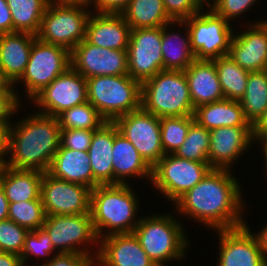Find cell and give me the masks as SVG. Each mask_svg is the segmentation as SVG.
<instances>
[{
	"instance_id": "cell-37",
	"label": "cell",
	"mask_w": 267,
	"mask_h": 266,
	"mask_svg": "<svg viewBox=\"0 0 267 266\" xmlns=\"http://www.w3.org/2000/svg\"><path fill=\"white\" fill-rule=\"evenodd\" d=\"M8 219L26 228L28 231L41 228L46 219L41 196L35 200L9 203Z\"/></svg>"
},
{
	"instance_id": "cell-54",
	"label": "cell",
	"mask_w": 267,
	"mask_h": 266,
	"mask_svg": "<svg viewBox=\"0 0 267 266\" xmlns=\"http://www.w3.org/2000/svg\"><path fill=\"white\" fill-rule=\"evenodd\" d=\"M90 0H63V2H84L88 3Z\"/></svg>"
},
{
	"instance_id": "cell-34",
	"label": "cell",
	"mask_w": 267,
	"mask_h": 266,
	"mask_svg": "<svg viewBox=\"0 0 267 266\" xmlns=\"http://www.w3.org/2000/svg\"><path fill=\"white\" fill-rule=\"evenodd\" d=\"M57 119L61 129L97 130L106 122L88 101L61 112Z\"/></svg>"
},
{
	"instance_id": "cell-44",
	"label": "cell",
	"mask_w": 267,
	"mask_h": 266,
	"mask_svg": "<svg viewBox=\"0 0 267 266\" xmlns=\"http://www.w3.org/2000/svg\"><path fill=\"white\" fill-rule=\"evenodd\" d=\"M18 93L14 92H0V123H10L9 117L17 111L19 107Z\"/></svg>"
},
{
	"instance_id": "cell-5",
	"label": "cell",
	"mask_w": 267,
	"mask_h": 266,
	"mask_svg": "<svg viewBox=\"0 0 267 266\" xmlns=\"http://www.w3.org/2000/svg\"><path fill=\"white\" fill-rule=\"evenodd\" d=\"M88 102L107 122L141 107V83L128 74L86 79Z\"/></svg>"
},
{
	"instance_id": "cell-56",
	"label": "cell",
	"mask_w": 267,
	"mask_h": 266,
	"mask_svg": "<svg viewBox=\"0 0 267 266\" xmlns=\"http://www.w3.org/2000/svg\"><path fill=\"white\" fill-rule=\"evenodd\" d=\"M265 72H266V74H267V64H266V67H265V70H264Z\"/></svg>"
},
{
	"instance_id": "cell-12",
	"label": "cell",
	"mask_w": 267,
	"mask_h": 266,
	"mask_svg": "<svg viewBox=\"0 0 267 266\" xmlns=\"http://www.w3.org/2000/svg\"><path fill=\"white\" fill-rule=\"evenodd\" d=\"M114 123L151 168L165 155L159 117L140 107L117 118Z\"/></svg>"
},
{
	"instance_id": "cell-15",
	"label": "cell",
	"mask_w": 267,
	"mask_h": 266,
	"mask_svg": "<svg viewBox=\"0 0 267 266\" xmlns=\"http://www.w3.org/2000/svg\"><path fill=\"white\" fill-rule=\"evenodd\" d=\"M40 196L46 215H76L90 212L89 187L57 179L47 172L41 180Z\"/></svg>"
},
{
	"instance_id": "cell-18",
	"label": "cell",
	"mask_w": 267,
	"mask_h": 266,
	"mask_svg": "<svg viewBox=\"0 0 267 266\" xmlns=\"http://www.w3.org/2000/svg\"><path fill=\"white\" fill-rule=\"evenodd\" d=\"M210 132L209 165L215 169H228L241 157L254 141L252 127H219ZM247 148V149H246ZM244 151V152H243Z\"/></svg>"
},
{
	"instance_id": "cell-11",
	"label": "cell",
	"mask_w": 267,
	"mask_h": 266,
	"mask_svg": "<svg viewBox=\"0 0 267 266\" xmlns=\"http://www.w3.org/2000/svg\"><path fill=\"white\" fill-rule=\"evenodd\" d=\"M42 227L49 234L53 247L58 249V253L84 254L93 261L96 260L97 257L91 255L86 248L88 242L97 245L99 240L90 212L76 215H46ZM84 243H86V250L79 249V245L82 246Z\"/></svg>"
},
{
	"instance_id": "cell-35",
	"label": "cell",
	"mask_w": 267,
	"mask_h": 266,
	"mask_svg": "<svg viewBox=\"0 0 267 266\" xmlns=\"http://www.w3.org/2000/svg\"><path fill=\"white\" fill-rule=\"evenodd\" d=\"M209 145V130L194 121L189 127L185 141L175 151L174 155L191 161L209 162Z\"/></svg>"
},
{
	"instance_id": "cell-10",
	"label": "cell",
	"mask_w": 267,
	"mask_h": 266,
	"mask_svg": "<svg viewBox=\"0 0 267 266\" xmlns=\"http://www.w3.org/2000/svg\"><path fill=\"white\" fill-rule=\"evenodd\" d=\"M69 67H71L70 51L36 38L32 44L25 72L16 83L21 81L25 85L27 97L31 100Z\"/></svg>"
},
{
	"instance_id": "cell-31",
	"label": "cell",
	"mask_w": 267,
	"mask_h": 266,
	"mask_svg": "<svg viewBox=\"0 0 267 266\" xmlns=\"http://www.w3.org/2000/svg\"><path fill=\"white\" fill-rule=\"evenodd\" d=\"M51 0H7L13 20V32L37 35L46 7Z\"/></svg>"
},
{
	"instance_id": "cell-29",
	"label": "cell",
	"mask_w": 267,
	"mask_h": 266,
	"mask_svg": "<svg viewBox=\"0 0 267 266\" xmlns=\"http://www.w3.org/2000/svg\"><path fill=\"white\" fill-rule=\"evenodd\" d=\"M170 24L175 25V21L162 26L161 50L163 70L185 71L196 59L195 54L191 49L189 30L186 28L187 37L184 36V40L178 33L168 32V26H170Z\"/></svg>"
},
{
	"instance_id": "cell-48",
	"label": "cell",
	"mask_w": 267,
	"mask_h": 266,
	"mask_svg": "<svg viewBox=\"0 0 267 266\" xmlns=\"http://www.w3.org/2000/svg\"><path fill=\"white\" fill-rule=\"evenodd\" d=\"M253 128V138L254 140L261 141L267 138V109L263 115L256 121L252 126Z\"/></svg>"
},
{
	"instance_id": "cell-2",
	"label": "cell",
	"mask_w": 267,
	"mask_h": 266,
	"mask_svg": "<svg viewBox=\"0 0 267 266\" xmlns=\"http://www.w3.org/2000/svg\"><path fill=\"white\" fill-rule=\"evenodd\" d=\"M14 124L9 128L8 154L11 155H6L10 159L5 165L47 172L60 146L61 128L57 117L39 112Z\"/></svg>"
},
{
	"instance_id": "cell-52",
	"label": "cell",
	"mask_w": 267,
	"mask_h": 266,
	"mask_svg": "<svg viewBox=\"0 0 267 266\" xmlns=\"http://www.w3.org/2000/svg\"><path fill=\"white\" fill-rule=\"evenodd\" d=\"M0 92H14L12 86L8 85V83L2 78L0 73Z\"/></svg>"
},
{
	"instance_id": "cell-43",
	"label": "cell",
	"mask_w": 267,
	"mask_h": 266,
	"mask_svg": "<svg viewBox=\"0 0 267 266\" xmlns=\"http://www.w3.org/2000/svg\"><path fill=\"white\" fill-rule=\"evenodd\" d=\"M94 261L87 255L78 253H57L49 262L41 266H95Z\"/></svg>"
},
{
	"instance_id": "cell-23",
	"label": "cell",
	"mask_w": 267,
	"mask_h": 266,
	"mask_svg": "<svg viewBox=\"0 0 267 266\" xmlns=\"http://www.w3.org/2000/svg\"><path fill=\"white\" fill-rule=\"evenodd\" d=\"M184 73L194 109L225 99L213 60L195 59Z\"/></svg>"
},
{
	"instance_id": "cell-14",
	"label": "cell",
	"mask_w": 267,
	"mask_h": 266,
	"mask_svg": "<svg viewBox=\"0 0 267 266\" xmlns=\"http://www.w3.org/2000/svg\"><path fill=\"white\" fill-rule=\"evenodd\" d=\"M31 101L40 107L38 112L57 117L61 112L88 101L86 78L69 67Z\"/></svg>"
},
{
	"instance_id": "cell-16",
	"label": "cell",
	"mask_w": 267,
	"mask_h": 266,
	"mask_svg": "<svg viewBox=\"0 0 267 266\" xmlns=\"http://www.w3.org/2000/svg\"><path fill=\"white\" fill-rule=\"evenodd\" d=\"M71 67L84 78L128 74L127 50H114L81 41L70 52Z\"/></svg>"
},
{
	"instance_id": "cell-33",
	"label": "cell",
	"mask_w": 267,
	"mask_h": 266,
	"mask_svg": "<svg viewBox=\"0 0 267 266\" xmlns=\"http://www.w3.org/2000/svg\"><path fill=\"white\" fill-rule=\"evenodd\" d=\"M213 61L225 99L239 101L245 93L249 72L229 55Z\"/></svg>"
},
{
	"instance_id": "cell-55",
	"label": "cell",
	"mask_w": 267,
	"mask_h": 266,
	"mask_svg": "<svg viewBox=\"0 0 267 266\" xmlns=\"http://www.w3.org/2000/svg\"><path fill=\"white\" fill-rule=\"evenodd\" d=\"M4 166L5 165L0 161V176H1V173H2V170H3Z\"/></svg>"
},
{
	"instance_id": "cell-32",
	"label": "cell",
	"mask_w": 267,
	"mask_h": 266,
	"mask_svg": "<svg viewBox=\"0 0 267 266\" xmlns=\"http://www.w3.org/2000/svg\"><path fill=\"white\" fill-rule=\"evenodd\" d=\"M239 102L253 126L267 109V74L264 70L249 72L246 90Z\"/></svg>"
},
{
	"instance_id": "cell-24",
	"label": "cell",
	"mask_w": 267,
	"mask_h": 266,
	"mask_svg": "<svg viewBox=\"0 0 267 266\" xmlns=\"http://www.w3.org/2000/svg\"><path fill=\"white\" fill-rule=\"evenodd\" d=\"M114 145V122H105L97 130L87 150L93 171V189L97 185H114L112 150Z\"/></svg>"
},
{
	"instance_id": "cell-28",
	"label": "cell",
	"mask_w": 267,
	"mask_h": 266,
	"mask_svg": "<svg viewBox=\"0 0 267 266\" xmlns=\"http://www.w3.org/2000/svg\"><path fill=\"white\" fill-rule=\"evenodd\" d=\"M43 172L4 166L0 184L9 203L35 200L40 197Z\"/></svg>"
},
{
	"instance_id": "cell-7",
	"label": "cell",
	"mask_w": 267,
	"mask_h": 266,
	"mask_svg": "<svg viewBox=\"0 0 267 266\" xmlns=\"http://www.w3.org/2000/svg\"><path fill=\"white\" fill-rule=\"evenodd\" d=\"M87 7L88 4L84 2L51 0L46 7L36 37L45 43L61 46L71 52L86 37L87 22L91 15Z\"/></svg>"
},
{
	"instance_id": "cell-39",
	"label": "cell",
	"mask_w": 267,
	"mask_h": 266,
	"mask_svg": "<svg viewBox=\"0 0 267 266\" xmlns=\"http://www.w3.org/2000/svg\"><path fill=\"white\" fill-rule=\"evenodd\" d=\"M54 250L51 238L43 227L29 231L25 236L24 247L20 254L23 266H26L28 257L50 256Z\"/></svg>"
},
{
	"instance_id": "cell-46",
	"label": "cell",
	"mask_w": 267,
	"mask_h": 266,
	"mask_svg": "<svg viewBox=\"0 0 267 266\" xmlns=\"http://www.w3.org/2000/svg\"><path fill=\"white\" fill-rule=\"evenodd\" d=\"M13 33V20L7 0H0V34Z\"/></svg>"
},
{
	"instance_id": "cell-25",
	"label": "cell",
	"mask_w": 267,
	"mask_h": 266,
	"mask_svg": "<svg viewBox=\"0 0 267 266\" xmlns=\"http://www.w3.org/2000/svg\"><path fill=\"white\" fill-rule=\"evenodd\" d=\"M47 173L57 179L93 189V171L87 151L71 150L60 145Z\"/></svg>"
},
{
	"instance_id": "cell-4",
	"label": "cell",
	"mask_w": 267,
	"mask_h": 266,
	"mask_svg": "<svg viewBox=\"0 0 267 266\" xmlns=\"http://www.w3.org/2000/svg\"><path fill=\"white\" fill-rule=\"evenodd\" d=\"M141 107L159 118L193 115L195 109L184 71L162 70L142 82Z\"/></svg>"
},
{
	"instance_id": "cell-50",
	"label": "cell",
	"mask_w": 267,
	"mask_h": 266,
	"mask_svg": "<svg viewBox=\"0 0 267 266\" xmlns=\"http://www.w3.org/2000/svg\"><path fill=\"white\" fill-rule=\"evenodd\" d=\"M257 242L259 249L261 251V254L263 255V258L267 264V226L264 227L259 233L254 234Z\"/></svg>"
},
{
	"instance_id": "cell-20",
	"label": "cell",
	"mask_w": 267,
	"mask_h": 266,
	"mask_svg": "<svg viewBox=\"0 0 267 266\" xmlns=\"http://www.w3.org/2000/svg\"><path fill=\"white\" fill-rule=\"evenodd\" d=\"M99 241L95 266H157L133 233L109 235Z\"/></svg>"
},
{
	"instance_id": "cell-51",
	"label": "cell",
	"mask_w": 267,
	"mask_h": 266,
	"mask_svg": "<svg viewBox=\"0 0 267 266\" xmlns=\"http://www.w3.org/2000/svg\"><path fill=\"white\" fill-rule=\"evenodd\" d=\"M9 201L7 200L4 190L0 184V221L8 219Z\"/></svg>"
},
{
	"instance_id": "cell-30",
	"label": "cell",
	"mask_w": 267,
	"mask_h": 266,
	"mask_svg": "<svg viewBox=\"0 0 267 266\" xmlns=\"http://www.w3.org/2000/svg\"><path fill=\"white\" fill-rule=\"evenodd\" d=\"M121 14L131 29L162 27L173 22L162 0H131Z\"/></svg>"
},
{
	"instance_id": "cell-38",
	"label": "cell",
	"mask_w": 267,
	"mask_h": 266,
	"mask_svg": "<svg viewBox=\"0 0 267 266\" xmlns=\"http://www.w3.org/2000/svg\"><path fill=\"white\" fill-rule=\"evenodd\" d=\"M29 231L13 222L5 219L0 221V251L14 253L20 256L25 236Z\"/></svg>"
},
{
	"instance_id": "cell-53",
	"label": "cell",
	"mask_w": 267,
	"mask_h": 266,
	"mask_svg": "<svg viewBox=\"0 0 267 266\" xmlns=\"http://www.w3.org/2000/svg\"><path fill=\"white\" fill-rule=\"evenodd\" d=\"M260 142H261V145L263 146L262 151H263L264 156H265V160H266L265 162H266V168H267V138L262 139ZM266 173H267V170H266Z\"/></svg>"
},
{
	"instance_id": "cell-27",
	"label": "cell",
	"mask_w": 267,
	"mask_h": 266,
	"mask_svg": "<svg viewBox=\"0 0 267 266\" xmlns=\"http://www.w3.org/2000/svg\"><path fill=\"white\" fill-rule=\"evenodd\" d=\"M195 121L213 130L219 127H252L244 115L239 101L224 99L198 106L194 110Z\"/></svg>"
},
{
	"instance_id": "cell-36",
	"label": "cell",
	"mask_w": 267,
	"mask_h": 266,
	"mask_svg": "<svg viewBox=\"0 0 267 266\" xmlns=\"http://www.w3.org/2000/svg\"><path fill=\"white\" fill-rule=\"evenodd\" d=\"M193 115L160 118L161 142L164 154H174L187 136Z\"/></svg>"
},
{
	"instance_id": "cell-13",
	"label": "cell",
	"mask_w": 267,
	"mask_h": 266,
	"mask_svg": "<svg viewBox=\"0 0 267 266\" xmlns=\"http://www.w3.org/2000/svg\"><path fill=\"white\" fill-rule=\"evenodd\" d=\"M162 27L131 29L127 48L128 75L140 83L163 70Z\"/></svg>"
},
{
	"instance_id": "cell-41",
	"label": "cell",
	"mask_w": 267,
	"mask_h": 266,
	"mask_svg": "<svg viewBox=\"0 0 267 266\" xmlns=\"http://www.w3.org/2000/svg\"><path fill=\"white\" fill-rule=\"evenodd\" d=\"M209 1L206 0V6L229 22L233 18H239L256 0H213L212 4Z\"/></svg>"
},
{
	"instance_id": "cell-21",
	"label": "cell",
	"mask_w": 267,
	"mask_h": 266,
	"mask_svg": "<svg viewBox=\"0 0 267 266\" xmlns=\"http://www.w3.org/2000/svg\"><path fill=\"white\" fill-rule=\"evenodd\" d=\"M36 35L24 32L0 34V73L12 86L24 74Z\"/></svg>"
},
{
	"instance_id": "cell-26",
	"label": "cell",
	"mask_w": 267,
	"mask_h": 266,
	"mask_svg": "<svg viewBox=\"0 0 267 266\" xmlns=\"http://www.w3.org/2000/svg\"><path fill=\"white\" fill-rule=\"evenodd\" d=\"M114 185L127 184L128 176L152 178V168L140 156L134 145L119 131L114 123V145L112 150Z\"/></svg>"
},
{
	"instance_id": "cell-42",
	"label": "cell",
	"mask_w": 267,
	"mask_h": 266,
	"mask_svg": "<svg viewBox=\"0 0 267 266\" xmlns=\"http://www.w3.org/2000/svg\"><path fill=\"white\" fill-rule=\"evenodd\" d=\"M94 130L61 129L60 145L71 150L87 151L89 149Z\"/></svg>"
},
{
	"instance_id": "cell-40",
	"label": "cell",
	"mask_w": 267,
	"mask_h": 266,
	"mask_svg": "<svg viewBox=\"0 0 267 266\" xmlns=\"http://www.w3.org/2000/svg\"><path fill=\"white\" fill-rule=\"evenodd\" d=\"M166 13L173 21H183L204 8L206 0H162Z\"/></svg>"
},
{
	"instance_id": "cell-49",
	"label": "cell",
	"mask_w": 267,
	"mask_h": 266,
	"mask_svg": "<svg viewBox=\"0 0 267 266\" xmlns=\"http://www.w3.org/2000/svg\"><path fill=\"white\" fill-rule=\"evenodd\" d=\"M0 266H23V263L19 255L0 251Z\"/></svg>"
},
{
	"instance_id": "cell-19",
	"label": "cell",
	"mask_w": 267,
	"mask_h": 266,
	"mask_svg": "<svg viewBox=\"0 0 267 266\" xmlns=\"http://www.w3.org/2000/svg\"><path fill=\"white\" fill-rule=\"evenodd\" d=\"M248 31L233 35L228 55L244 70H265L267 64V20L250 24Z\"/></svg>"
},
{
	"instance_id": "cell-45",
	"label": "cell",
	"mask_w": 267,
	"mask_h": 266,
	"mask_svg": "<svg viewBox=\"0 0 267 266\" xmlns=\"http://www.w3.org/2000/svg\"><path fill=\"white\" fill-rule=\"evenodd\" d=\"M131 0H90L87 4H95L97 13H121Z\"/></svg>"
},
{
	"instance_id": "cell-8",
	"label": "cell",
	"mask_w": 267,
	"mask_h": 266,
	"mask_svg": "<svg viewBox=\"0 0 267 266\" xmlns=\"http://www.w3.org/2000/svg\"><path fill=\"white\" fill-rule=\"evenodd\" d=\"M190 16L175 24L185 25L188 28L191 49L197 60H214L228 55L233 37L231 24L223 17L216 15L210 8L209 12Z\"/></svg>"
},
{
	"instance_id": "cell-47",
	"label": "cell",
	"mask_w": 267,
	"mask_h": 266,
	"mask_svg": "<svg viewBox=\"0 0 267 266\" xmlns=\"http://www.w3.org/2000/svg\"><path fill=\"white\" fill-rule=\"evenodd\" d=\"M10 123H0V161L5 165V155L8 154Z\"/></svg>"
},
{
	"instance_id": "cell-22",
	"label": "cell",
	"mask_w": 267,
	"mask_h": 266,
	"mask_svg": "<svg viewBox=\"0 0 267 266\" xmlns=\"http://www.w3.org/2000/svg\"><path fill=\"white\" fill-rule=\"evenodd\" d=\"M130 32L131 28L121 13H96V16L91 13L85 39L98 47L127 50Z\"/></svg>"
},
{
	"instance_id": "cell-3",
	"label": "cell",
	"mask_w": 267,
	"mask_h": 266,
	"mask_svg": "<svg viewBox=\"0 0 267 266\" xmlns=\"http://www.w3.org/2000/svg\"><path fill=\"white\" fill-rule=\"evenodd\" d=\"M129 184L97 185L91 190L90 214L97 236L133 233L138 199ZM133 221V222H132ZM106 233H103L104 229Z\"/></svg>"
},
{
	"instance_id": "cell-17",
	"label": "cell",
	"mask_w": 267,
	"mask_h": 266,
	"mask_svg": "<svg viewBox=\"0 0 267 266\" xmlns=\"http://www.w3.org/2000/svg\"><path fill=\"white\" fill-rule=\"evenodd\" d=\"M218 266H267L248 225L218 230Z\"/></svg>"
},
{
	"instance_id": "cell-6",
	"label": "cell",
	"mask_w": 267,
	"mask_h": 266,
	"mask_svg": "<svg viewBox=\"0 0 267 266\" xmlns=\"http://www.w3.org/2000/svg\"><path fill=\"white\" fill-rule=\"evenodd\" d=\"M172 215H151L139 218L133 231L141 247L157 266L185 255L188 239L180 222Z\"/></svg>"
},
{
	"instance_id": "cell-9",
	"label": "cell",
	"mask_w": 267,
	"mask_h": 266,
	"mask_svg": "<svg viewBox=\"0 0 267 266\" xmlns=\"http://www.w3.org/2000/svg\"><path fill=\"white\" fill-rule=\"evenodd\" d=\"M212 169L209 162L191 161L174 154L164 155L153 167L151 183L168 200L176 202Z\"/></svg>"
},
{
	"instance_id": "cell-1",
	"label": "cell",
	"mask_w": 267,
	"mask_h": 266,
	"mask_svg": "<svg viewBox=\"0 0 267 266\" xmlns=\"http://www.w3.org/2000/svg\"><path fill=\"white\" fill-rule=\"evenodd\" d=\"M239 185L228 169L212 168L174 204L181 214L215 230L236 228L246 224Z\"/></svg>"
}]
</instances>
